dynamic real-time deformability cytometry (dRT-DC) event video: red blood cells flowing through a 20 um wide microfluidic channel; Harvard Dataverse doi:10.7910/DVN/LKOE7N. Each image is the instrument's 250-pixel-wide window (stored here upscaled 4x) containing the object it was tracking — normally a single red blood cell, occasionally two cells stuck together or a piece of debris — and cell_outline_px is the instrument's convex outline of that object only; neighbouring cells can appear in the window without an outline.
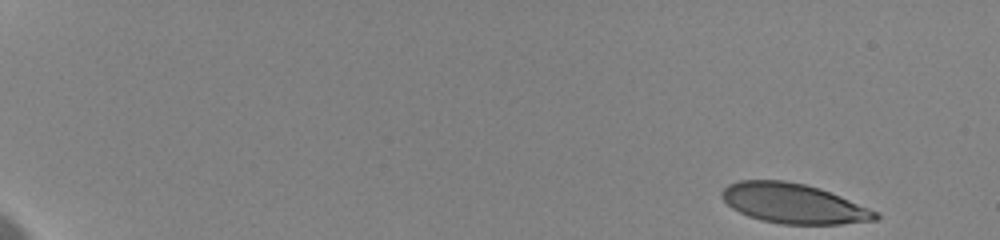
{"species": "human", "species_latin": "Homo sapiens", "temperature_condition": "cold", "stored_images_in_passage": 34, "camera_frame_rate_fps": 3000, "um_per_image_px": 0.085, "donor": {"sex": "female"}, "frame": {"image": 1, "passage_image": 1, "time_ms": 0.0, "image_size_px": [1000, 240], "cell_outline_px": [[880, 216], [876, 220], [840, 224], [780, 224], [760, 220], [748, 216], [732, 208], [720, 196], [720, 192], [728, 184], [740, 180], [784, 180], [804, 184], [820, 188], [840, 196], [868, 208], [876, 212]], "centroid_in_image_um": [67.4, 17.29], "position_along_channel_um": 17.6, "area_um2": 35.55}}
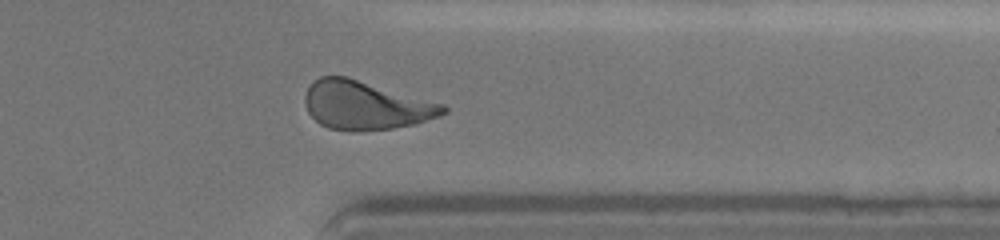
{"frame": {"image": 2, "passage_image": 26, "time_ms": 15.0, "image_size_px": [1000, 240], "cell_outline_px": [[448, 112], [440, 116], [416, 124], [392, 128], [356, 132], [328, 128], [320, 124], [308, 112], [304, 100], [304, 96], [312, 80], [320, 76], [348, 76], [444, 104], [448, 108]], "centroid_in_image_um": [31.08, 8.95], "position_along_channel_um": 380.3, "area_um2": 39.48}}
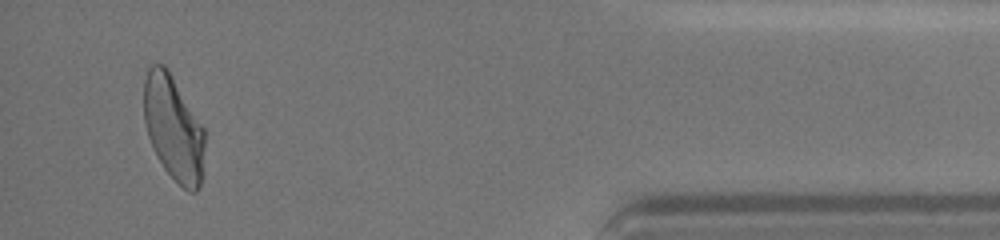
{"frame": {"image": 3, "passage_image": 32, "time_ms": 17.333, "image_size_px": [1000, 240], "cell_outline_px": [[204, 144], [200, 188], [196, 192], [188, 192], [164, 168], [148, 136], [144, 120], [144, 80], [148, 68], [152, 64], [164, 64], [168, 68], [204, 128]], "centroid_in_image_um": [14.74, 10.85], "position_along_channel_um": 420.5, "area_um2": 36.88}, "authors_computed_cell_mechanics": {"area_um2": 38.2636, "velocity_mm_per_s": 3.5738, "shape_relaxation_time_tau1_ms": 5.9211, "shape_relaxation_time_tau2_ms": 1.1433, "deformation_change_tau1": 0.1917, "deformation_change_tau2": 0.0827}}